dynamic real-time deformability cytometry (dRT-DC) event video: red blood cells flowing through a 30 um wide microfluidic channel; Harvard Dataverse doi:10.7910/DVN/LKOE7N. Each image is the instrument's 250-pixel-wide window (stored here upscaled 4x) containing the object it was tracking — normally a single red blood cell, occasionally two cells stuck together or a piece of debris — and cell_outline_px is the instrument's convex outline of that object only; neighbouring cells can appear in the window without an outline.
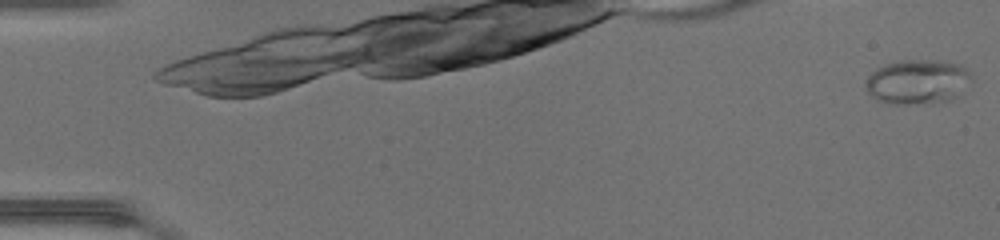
{"species": "common noctule bat (a hibernating species)", "species_latin": "Nyctalus noctula", "temperature_condition": "warm", "stored_images_in_passage": 46, "camera_frame_rate_fps": 3000, "um_per_image_px": 0.085, "animal": {"sex": "female", "body_mass_g": 17.0, "forearm_length_mm": 48.0}, "frame": {"image": 1, "passage_image": 1, "time_ms": 0.0, "image_size_px": [1000, 240], "cell_outline_px": [[972, 80], [956, 96], [948, 100], [932, 104], [892, 104], [876, 100], [868, 92], [864, 84], [864, 80], [876, 68], [900, 60], [924, 60], [960, 64], [972, 76]], "centroid_in_image_um": [77.95, 6.97], "position_along_channel_um": 7.1, "area_um2": 27.46}}
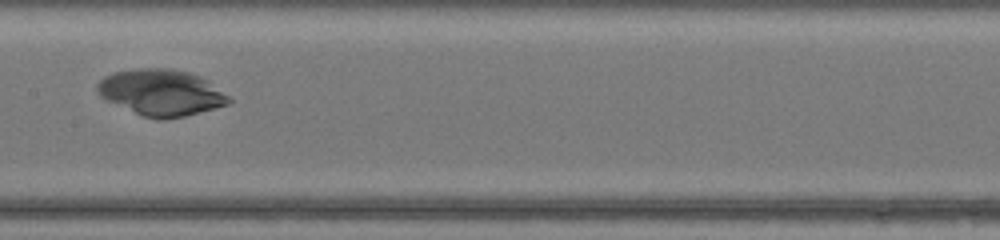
{"frame": {"image": 2, "passage_image": 26, "time_ms": 8.333, "image_size_px": [1000, 240], "cell_outline_px": [[232, 100], [228, 104], [184, 116], [164, 120], [156, 120], [144, 116], [108, 100], [100, 96], [96, 88], [96, 84], [104, 76], [112, 72], [136, 68], [168, 68], [188, 72], [200, 76], [208, 80], [228, 96]], "centroid_in_image_um": [13.69, 7.85], "position_along_channel_um": 193.7, "area_um2": 35.2}}
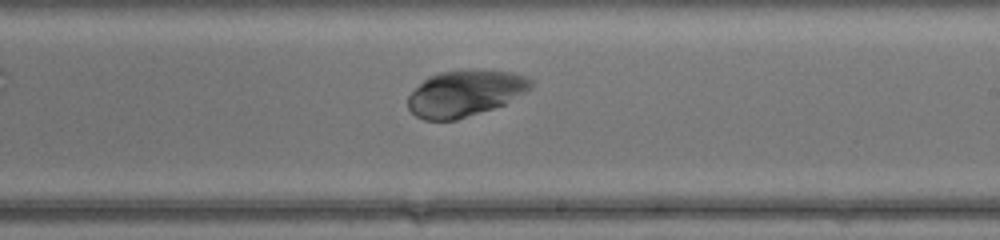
{"frame": {"image": 3, "passage_image": 30, "time_ms": 9.667, "image_size_px": [1000, 240], "cell_outline_px": [[532, 88], [504, 104], [456, 120], [424, 120], [416, 116], [408, 108], [408, 96], [428, 76], [440, 72], [508, 72], [528, 76], [532, 80]], "centroid_in_image_um": [39.51, 7.97], "position_along_channel_um": 249.5, "area_um2": 32.14}}